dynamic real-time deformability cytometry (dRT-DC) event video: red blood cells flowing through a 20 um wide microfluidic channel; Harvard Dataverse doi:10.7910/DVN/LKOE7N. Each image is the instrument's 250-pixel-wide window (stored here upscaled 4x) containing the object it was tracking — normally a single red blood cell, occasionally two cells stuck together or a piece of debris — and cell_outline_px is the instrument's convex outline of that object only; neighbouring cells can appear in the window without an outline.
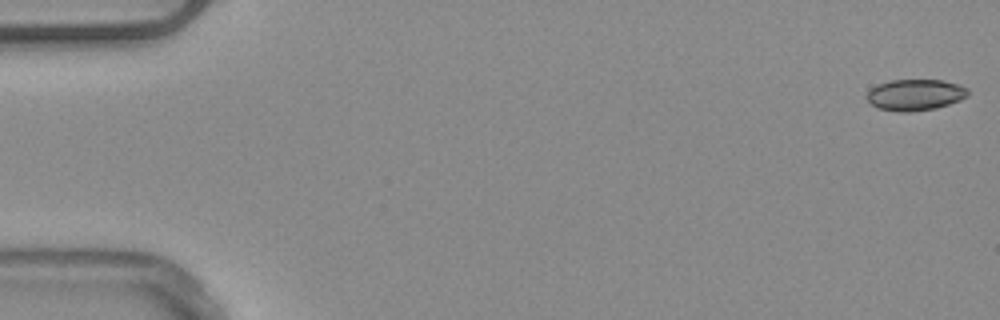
{"species": "common noctule bat (a hibernating species)", "species_latin": "Nyctalus noctula", "temperature_condition": "warm", "stored_images_in_passage": 15, "camera_frame_rate_fps": 3000, "um_per_image_px": 0.085, "animal": {"sex": "male", "body_mass_g": 20.4}, "frame": {"image": 1, "passage_image": 1, "time_ms": 0.0, "image_size_px": [1000, 320], "cell_outline_px": [[968, 96], [960, 100], [936, 108], [912, 112], [900, 112], [876, 108], [864, 96], [872, 88], [880, 84], [892, 80], [944, 80], [968, 88]], "centroid_in_image_um": [77.79, 8.07], "position_along_channel_um": 7.2, "area_um2": 18.38}}
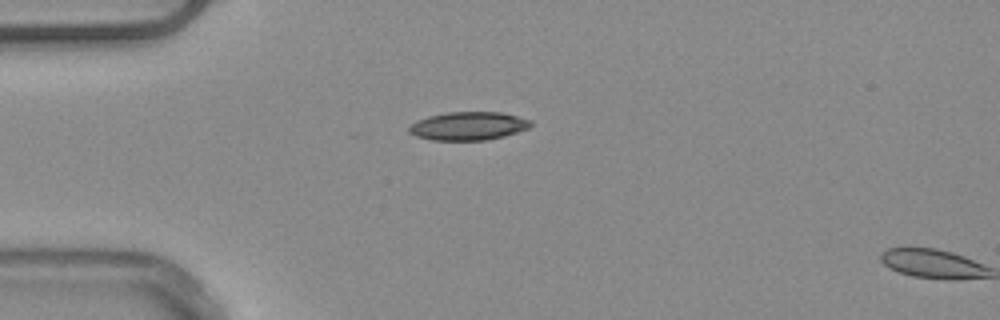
{"frame": {"image": 2, "passage_image": 14, "time_ms": 4.333, "image_size_px": [1000, 320], "cell_outline_px": [[532, 124], [528, 128], [504, 136], [488, 140], [432, 140], [416, 136], [408, 132], [408, 128], [416, 120], [428, 116], [448, 112], [500, 112], [532, 120]], "centroid_in_image_um": [39.79, 10.71], "position_along_channel_um": 45.2, "area_um2": 20.06}}